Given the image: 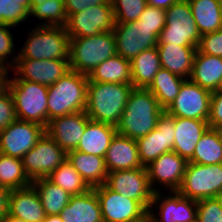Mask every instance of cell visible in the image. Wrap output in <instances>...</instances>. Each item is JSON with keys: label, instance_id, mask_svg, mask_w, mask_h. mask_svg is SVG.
Masks as SVG:
<instances>
[{"label": "cell", "instance_id": "1", "mask_svg": "<svg viewBox=\"0 0 222 222\" xmlns=\"http://www.w3.org/2000/svg\"><path fill=\"white\" fill-rule=\"evenodd\" d=\"M165 110L154 94L145 88H133L126 102L117 133L137 140L156 128Z\"/></svg>", "mask_w": 222, "mask_h": 222}, {"label": "cell", "instance_id": "2", "mask_svg": "<svg viewBox=\"0 0 222 222\" xmlns=\"http://www.w3.org/2000/svg\"><path fill=\"white\" fill-rule=\"evenodd\" d=\"M133 88L132 84L88 81L86 115L90 120L117 126Z\"/></svg>", "mask_w": 222, "mask_h": 222}, {"label": "cell", "instance_id": "3", "mask_svg": "<svg viewBox=\"0 0 222 222\" xmlns=\"http://www.w3.org/2000/svg\"><path fill=\"white\" fill-rule=\"evenodd\" d=\"M87 92L88 75L73 70L48 86V122L55 117L85 111Z\"/></svg>", "mask_w": 222, "mask_h": 222}, {"label": "cell", "instance_id": "4", "mask_svg": "<svg viewBox=\"0 0 222 222\" xmlns=\"http://www.w3.org/2000/svg\"><path fill=\"white\" fill-rule=\"evenodd\" d=\"M70 37L62 26H37L30 32L20 48L17 59L69 60Z\"/></svg>", "mask_w": 222, "mask_h": 222}, {"label": "cell", "instance_id": "5", "mask_svg": "<svg viewBox=\"0 0 222 222\" xmlns=\"http://www.w3.org/2000/svg\"><path fill=\"white\" fill-rule=\"evenodd\" d=\"M69 50L70 69L86 75L100 63L117 54L113 31L89 37L70 38Z\"/></svg>", "mask_w": 222, "mask_h": 222}, {"label": "cell", "instance_id": "6", "mask_svg": "<svg viewBox=\"0 0 222 222\" xmlns=\"http://www.w3.org/2000/svg\"><path fill=\"white\" fill-rule=\"evenodd\" d=\"M17 119L47 127L48 86L27 80H10Z\"/></svg>", "mask_w": 222, "mask_h": 222}, {"label": "cell", "instance_id": "7", "mask_svg": "<svg viewBox=\"0 0 222 222\" xmlns=\"http://www.w3.org/2000/svg\"><path fill=\"white\" fill-rule=\"evenodd\" d=\"M166 24L159 34L158 44L198 47L201 34L195 23L188 0H177L165 10Z\"/></svg>", "mask_w": 222, "mask_h": 222}, {"label": "cell", "instance_id": "8", "mask_svg": "<svg viewBox=\"0 0 222 222\" xmlns=\"http://www.w3.org/2000/svg\"><path fill=\"white\" fill-rule=\"evenodd\" d=\"M182 196L201 200L220 197L222 194V163L203 165L187 162L181 186Z\"/></svg>", "mask_w": 222, "mask_h": 222}, {"label": "cell", "instance_id": "9", "mask_svg": "<svg viewBox=\"0 0 222 222\" xmlns=\"http://www.w3.org/2000/svg\"><path fill=\"white\" fill-rule=\"evenodd\" d=\"M66 159L67 153L45 132L21 161L26 175L33 181L47 178Z\"/></svg>", "mask_w": 222, "mask_h": 222}, {"label": "cell", "instance_id": "10", "mask_svg": "<svg viewBox=\"0 0 222 222\" xmlns=\"http://www.w3.org/2000/svg\"><path fill=\"white\" fill-rule=\"evenodd\" d=\"M162 192L157 191L153 194L148 211L153 222H196V200L186 198L178 191H169L168 195Z\"/></svg>", "mask_w": 222, "mask_h": 222}, {"label": "cell", "instance_id": "11", "mask_svg": "<svg viewBox=\"0 0 222 222\" xmlns=\"http://www.w3.org/2000/svg\"><path fill=\"white\" fill-rule=\"evenodd\" d=\"M105 185L126 198L138 201L149 211L154 191L146 167L109 172Z\"/></svg>", "mask_w": 222, "mask_h": 222}, {"label": "cell", "instance_id": "12", "mask_svg": "<svg viewBox=\"0 0 222 222\" xmlns=\"http://www.w3.org/2000/svg\"><path fill=\"white\" fill-rule=\"evenodd\" d=\"M212 92L185 79L173 103L165 110L174 117L208 121Z\"/></svg>", "mask_w": 222, "mask_h": 222}, {"label": "cell", "instance_id": "13", "mask_svg": "<svg viewBox=\"0 0 222 222\" xmlns=\"http://www.w3.org/2000/svg\"><path fill=\"white\" fill-rule=\"evenodd\" d=\"M114 27L115 19L112 4L96 5L71 14L65 25L70 38L94 36L113 31Z\"/></svg>", "mask_w": 222, "mask_h": 222}, {"label": "cell", "instance_id": "14", "mask_svg": "<svg viewBox=\"0 0 222 222\" xmlns=\"http://www.w3.org/2000/svg\"><path fill=\"white\" fill-rule=\"evenodd\" d=\"M94 189L103 222H138L148 215V211L138 201L122 196L105 184Z\"/></svg>", "mask_w": 222, "mask_h": 222}, {"label": "cell", "instance_id": "15", "mask_svg": "<svg viewBox=\"0 0 222 222\" xmlns=\"http://www.w3.org/2000/svg\"><path fill=\"white\" fill-rule=\"evenodd\" d=\"M44 133V126L17 119L0 131V153L21 159Z\"/></svg>", "mask_w": 222, "mask_h": 222}, {"label": "cell", "instance_id": "16", "mask_svg": "<svg viewBox=\"0 0 222 222\" xmlns=\"http://www.w3.org/2000/svg\"><path fill=\"white\" fill-rule=\"evenodd\" d=\"M174 141V116L164 111L158 119L156 128L136 140L142 166L146 167L163 153L173 151Z\"/></svg>", "mask_w": 222, "mask_h": 222}, {"label": "cell", "instance_id": "17", "mask_svg": "<svg viewBox=\"0 0 222 222\" xmlns=\"http://www.w3.org/2000/svg\"><path fill=\"white\" fill-rule=\"evenodd\" d=\"M113 33L117 54L130 61L142 51L154 48L158 44V37L153 33V29L140 24L137 20L115 23Z\"/></svg>", "mask_w": 222, "mask_h": 222}, {"label": "cell", "instance_id": "18", "mask_svg": "<svg viewBox=\"0 0 222 222\" xmlns=\"http://www.w3.org/2000/svg\"><path fill=\"white\" fill-rule=\"evenodd\" d=\"M187 161L175 151L163 153L146 166L149 183L154 192L177 191L181 186ZM160 185L162 188L156 186ZM168 188V189H167Z\"/></svg>", "mask_w": 222, "mask_h": 222}, {"label": "cell", "instance_id": "19", "mask_svg": "<svg viewBox=\"0 0 222 222\" xmlns=\"http://www.w3.org/2000/svg\"><path fill=\"white\" fill-rule=\"evenodd\" d=\"M12 70V72L15 73L10 80H27L45 86H51L71 69L69 60L17 59Z\"/></svg>", "mask_w": 222, "mask_h": 222}, {"label": "cell", "instance_id": "20", "mask_svg": "<svg viewBox=\"0 0 222 222\" xmlns=\"http://www.w3.org/2000/svg\"><path fill=\"white\" fill-rule=\"evenodd\" d=\"M89 120L85 111L55 117L45 132L67 153L76 150Z\"/></svg>", "mask_w": 222, "mask_h": 222}, {"label": "cell", "instance_id": "21", "mask_svg": "<svg viewBox=\"0 0 222 222\" xmlns=\"http://www.w3.org/2000/svg\"><path fill=\"white\" fill-rule=\"evenodd\" d=\"M7 216L25 222H42L46 218L39 195L32 185L10 190Z\"/></svg>", "mask_w": 222, "mask_h": 222}, {"label": "cell", "instance_id": "22", "mask_svg": "<svg viewBox=\"0 0 222 222\" xmlns=\"http://www.w3.org/2000/svg\"><path fill=\"white\" fill-rule=\"evenodd\" d=\"M109 172L142 168L136 140L116 133L104 157Z\"/></svg>", "mask_w": 222, "mask_h": 222}, {"label": "cell", "instance_id": "23", "mask_svg": "<svg viewBox=\"0 0 222 222\" xmlns=\"http://www.w3.org/2000/svg\"><path fill=\"white\" fill-rule=\"evenodd\" d=\"M208 127V121L174 117L173 151L188 162L193 157L196 145Z\"/></svg>", "mask_w": 222, "mask_h": 222}, {"label": "cell", "instance_id": "24", "mask_svg": "<svg viewBox=\"0 0 222 222\" xmlns=\"http://www.w3.org/2000/svg\"><path fill=\"white\" fill-rule=\"evenodd\" d=\"M60 217L64 222H103L95 189L91 188L84 194L71 196Z\"/></svg>", "mask_w": 222, "mask_h": 222}, {"label": "cell", "instance_id": "25", "mask_svg": "<svg viewBox=\"0 0 222 222\" xmlns=\"http://www.w3.org/2000/svg\"><path fill=\"white\" fill-rule=\"evenodd\" d=\"M156 48L159 53L161 68L184 79L190 78L197 47L157 44Z\"/></svg>", "mask_w": 222, "mask_h": 222}, {"label": "cell", "instance_id": "26", "mask_svg": "<svg viewBox=\"0 0 222 222\" xmlns=\"http://www.w3.org/2000/svg\"><path fill=\"white\" fill-rule=\"evenodd\" d=\"M116 133V126L89 120L76 150L86 154L105 157Z\"/></svg>", "mask_w": 222, "mask_h": 222}, {"label": "cell", "instance_id": "27", "mask_svg": "<svg viewBox=\"0 0 222 222\" xmlns=\"http://www.w3.org/2000/svg\"><path fill=\"white\" fill-rule=\"evenodd\" d=\"M189 79L210 92L217 91L222 81V57L196 50Z\"/></svg>", "mask_w": 222, "mask_h": 222}, {"label": "cell", "instance_id": "28", "mask_svg": "<svg viewBox=\"0 0 222 222\" xmlns=\"http://www.w3.org/2000/svg\"><path fill=\"white\" fill-rule=\"evenodd\" d=\"M67 161L81 175L90 188L105 184L108 171L104 157L72 150L67 152Z\"/></svg>", "mask_w": 222, "mask_h": 222}, {"label": "cell", "instance_id": "29", "mask_svg": "<svg viewBox=\"0 0 222 222\" xmlns=\"http://www.w3.org/2000/svg\"><path fill=\"white\" fill-rule=\"evenodd\" d=\"M88 81L132 84L130 60L115 54L94 68Z\"/></svg>", "mask_w": 222, "mask_h": 222}, {"label": "cell", "instance_id": "30", "mask_svg": "<svg viewBox=\"0 0 222 222\" xmlns=\"http://www.w3.org/2000/svg\"><path fill=\"white\" fill-rule=\"evenodd\" d=\"M192 15L201 35L222 28L220 0H188Z\"/></svg>", "mask_w": 222, "mask_h": 222}, {"label": "cell", "instance_id": "31", "mask_svg": "<svg viewBox=\"0 0 222 222\" xmlns=\"http://www.w3.org/2000/svg\"><path fill=\"white\" fill-rule=\"evenodd\" d=\"M130 63L134 88L147 89L154 76L161 69L159 53L156 47L142 51Z\"/></svg>", "mask_w": 222, "mask_h": 222}, {"label": "cell", "instance_id": "32", "mask_svg": "<svg viewBox=\"0 0 222 222\" xmlns=\"http://www.w3.org/2000/svg\"><path fill=\"white\" fill-rule=\"evenodd\" d=\"M31 185L39 195L46 216L60 215L72 196L47 178L35 179Z\"/></svg>", "mask_w": 222, "mask_h": 222}, {"label": "cell", "instance_id": "33", "mask_svg": "<svg viewBox=\"0 0 222 222\" xmlns=\"http://www.w3.org/2000/svg\"><path fill=\"white\" fill-rule=\"evenodd\" d=\"M188 162L203 165L222 163V134L219 129L207 128L196 145L193 157Z\"/></svg>", "mask_w": 222, "mask_h": 222}, {"label": "cell", "instance_id": "34", "mask_svg": "<svg viewBox=\"0 0 222 222\" xmlns=\"http://www.w3.org/2000/svg\"><path fill=\"white\" fill-rule=\"evenodd\" d=\"M185 79L161 68L147 88L156 97L159 105L166 110L178 95Z\"/></svg>", "mask_w": 222, "mask_h": 222}, {"label": "cell", "instance_id": "35", "mask_svg": "<svg viewBox=\"0 0 222 222\" xmlns=\"http://www.w3.org/2000/svg\"><path fill=\"white\" fill-rule=\"evenodd\" d=\"M21 159L0 153V186L9 190L31 186Z\"/></svg>", "mask_w": 222, "mask_h": 222}, {"label": "cell", "instance_id": "36", "mask_svg": "<svg viewBox=\"0 0 222 222\" xmlns=\"http://www.w3.org/2000/svg\"><path fill=\"white\" fill-rule=\"evenodd\" d=\"M47 179L72 196L84 194L91 189L67 159Z\"/></svg>", "mask_w": 222, "mask_h": 222}, {"label": "cell", "instance_id": "37", "mask_svg": "<svg viewBox=\"0 0 222 222\" xmlns=\"http://www.w3.org/2000/svg\"><path fill=\"white\" fill-rule=\"evenodd\" d=\"M29 16L44 21L39 23L40 26L65 27L67 14L65 11L64 0H46L44 3L34 5L29 12Z\"/></svg>", "mask_w": 222, "mask_h": 222}, {"label": "cell", "instance_id": "38", "mask_svg": "<svg viewBox=\"0 0 222 222\" xmlns=\"http://www.w3.org/2000/svg\"><path fill=\"white\" fill-rule=\"evenodd\" d=\"M30 0H0V24L16 27L29 20Z\"/></svg>", "mask_w": 222, "mask_h": 222}, {"label": "cell", "instance_id": "39", "mask_svg": "<svg viewBox=\"0 0 222 222\" xmlns=\"http://www.w3.org/2000/svg\"><path fill=\"white\" fill-rule=\"evenodd\" d=\"M115 23H129L139 19L147 6L146 0H111Z\"/></svg>", "mask_w": 222, "mask_h": 222}, {"label": "cell", "instance_id": "40", "mask_svg": "<svg viewBox=\"0 0 222 222\" xmlns=\"http://www.w3.org/2000/svg\"><path fill=\"white\" fill-rule=\"evenodd\" d=\"M196 222H222V200L220 197L197 201Z\"/></svg>", "mask_w": 222, "mask_h": 222}, {"label": "cell", "instance_id": "41", "mask_svg": "<svg viewBox=\"0 0 222 222\" xmlns=\"http://www.w3.org/2000/svg\"><path fill=\"white\" fill-rule=\"evenodd\" d=\"M8 28L10 30L14 27L0 24V63L6 64L12 68L17 61L18 53L14 51V37L13 34H11V32L8 30ZM10 57L11 60H9Z\"/></svg>", "mask_w": 222, "mask_h": 222}, {"label": "cell", "instance_id": "42", "mask_svg": "<svg viewBox=\"0 0 222 222\" xmlns=\"http://www.w3.org/2000/svg\"><path fill=\"white\" fill-rule=\"evenodd\" d=\"M137 21L153 29V33L159 37L166 24L165 10L147 5Z\"/></svg>", "mask_w": 222, "mask_h": 222}, {"label": "cell", "instance_id": "43", "mask_svg": "<svg viewBox=\"0 0 222 222\" xmlns=\"http://www.w3.org/2000/svg\"><path fill=\"white\" fill-rule=\"evenodd\" d=\"M197 50L207 55L222 57V28L201 35Z\"/></svg>", "mask_w": 222, "mask_h": 222}, {"label": "cell", "instance_id": "44", "mask_svg": "<svg viewBox=\"0 0 222 222\" xmlns=\"http://www.w3.org/2000/svg\"><path fill=\"white\" fill-rule=\"evenodd\" d=\"M16 120L14 100L8 89L0 94V131Z\"/></svg>", "mask_w": 222, "mask_h": 222}, {"label": "cell", "instance_id": "45", "mask_svg": "<svg viewBox=\"0 0 222 222\" xmlns=\"http://www.w3.org/2000/svg\"><path fill=\"white\" fill-rule=\"evenodd\" d=\"M208 125L216 129L222 127V92H212Z\"/></svg>", "mask_w": 222, "mask_h": 222}, {"label": "cell", "instance_id": "46", "mask_svg": "<svg viewBox=\"0 0 222 222\" xmlns=\"http://www.w3.org/2000/svg\"><path fill=\"white\" fill-rule=\"evenodd\" d=\"M112 4L111 0H64L65 11L67 18L74 13H78L92 8L96 5Z\"/></svg>", "mask_w": 222, "mask_h": 222}, {"label": "cell", "instance_id": "47", "mask_svg": "<svg viewBox=\"0 0 222 222\" xmlns=\"http://www.w3.org/2000/svg\"><path fill=\"white\" fill-rule=\"evenodd\" d=\"M12 71V68L6 64L0 63V94L6 92L9 89L10 76L8 73Z\"/></svg>", "mask_w": 222, "mask_h": 222}, {"label": "cell", "instance_id": "48", "mask_svg": "<svg viewBox=\"0 0 222 222\" xmlns=\"http://www.w3.org/2000/svg\"><path fill=\"white\" fill-rule=\"evenodd\" d=\"M10 190L0 186V222L7 216L8 214V198H9Z\"/></svg>", "mask_w": 222, "mask_h": 222}, {"label": "cell", "instance_id": "49", "mask_svg": "<svg viewBox=\"0 0 222 222\" xmlns=\"http://www.w3.org/2000/svg\"><path fill=\"white\" fill-rule=\"evenodd\" d=\"M147 5L155 7V8H161L163 10H167L170 8L177 0H146Z\"/></svg>", "mask_w": 222, "mask_h": 222}, {"label": "cell", "instance_id": "50", "mask_svg": "<svg viewBox=\"0 0 222 222\" xmlns=\"http://www.w3.org/2000/svg\"><path fill=\"white\" fill-rule=\"evenodd\" d=\"M42 222H64L60 215H51L46 216V218Z\"/></svg>", "mask_w": 222, "mask_h": 222}, {"label": "cell", "instance_id": "51", "mask_svg": "<svg viewBox=\"0 0 222 222\" xmlns=\"http://www.w3.org/2000/svg\"><path fill=\"white\" fill-rule=\"evenodd\" d=\"M1 222H25V221L6 216Z\"/></svg>", "mask_w": 222, "mask_h": 222}, {"label": "cell", "instance_id": "52", "mask_svg": "<svg viewBox=\"0 0 222 222\" xmlns=\"http://www.w3.org/2000/svg\"><path fill=\"white\" fill-rule=\"evenodd\" d=\"M46 0H30V5H31V8L34 6V5H39L41 3H44Z\"/></svg>", "mask_w": 222, "mask_h": 222}, {"label": "cell", "instance_id": "53", "mask_svg": "<svg viewBox=\"0 0 222 222\" xmlns=\"http://www.w3.org/2000/svg\"><path fill=\"white\" fill-rule=\"evenodd\" d=\"M138 222H149V215H147L145 218H143L142 220Z\"/></svg>", "mask_w": 222, "mask_h": 222}, {"label": "cell", "instance_id": "54", "mask_svg": "<svg viewBox=\"0 0 222 222\" xmlns=\"http://www.w3.org/2000/svg\"><path fill=\"white\" fill-rule=\"evenodd\" d=\"M218 92H222V81H221V84L219 85V88L217 90Z\"/></svg>", "mask_w": 222, "mask_h": 222}]
</instances>
